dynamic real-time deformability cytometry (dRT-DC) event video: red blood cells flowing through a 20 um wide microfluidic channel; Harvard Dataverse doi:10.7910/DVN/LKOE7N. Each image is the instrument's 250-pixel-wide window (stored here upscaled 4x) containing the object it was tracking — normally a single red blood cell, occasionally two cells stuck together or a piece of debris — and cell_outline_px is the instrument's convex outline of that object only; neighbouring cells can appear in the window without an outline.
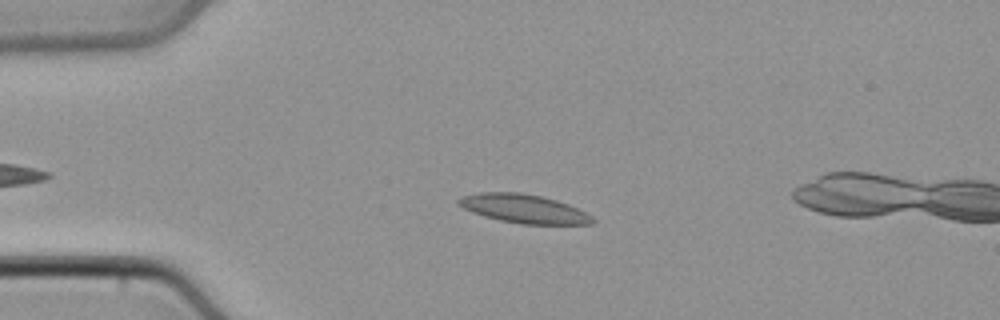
{"species": "common noctule bat (a hibernating species)", "species_latin": "Nyctalus noctula", "temperature_condition": "cold", "stored_images_in_passage": 10, "camera_frame_rate_fps": 3000, "um_per_image_px": 0.085, "animal": {"sex": "male", "body_mass_g": 21.5, "forearm_length_mm": 52.0}, "frame": {"image": 1, "passage_image": 6, "time_ms": 1.667, "image_size_px": [1000, 320], "cell_outline_px": [[596, 220], [592, 224], [520, 224], [500, 220], [484, 216], [472, 212], [456, 204], [456, 200], [464, 196], [480, 192], [520, 192], [540, 196], [556, 200], [568, 204], [592, 216]], "centroid_in_image_um": [44.51, 17.74], "position_along_channel_um": 40.5, "area_um2": 22.31}}